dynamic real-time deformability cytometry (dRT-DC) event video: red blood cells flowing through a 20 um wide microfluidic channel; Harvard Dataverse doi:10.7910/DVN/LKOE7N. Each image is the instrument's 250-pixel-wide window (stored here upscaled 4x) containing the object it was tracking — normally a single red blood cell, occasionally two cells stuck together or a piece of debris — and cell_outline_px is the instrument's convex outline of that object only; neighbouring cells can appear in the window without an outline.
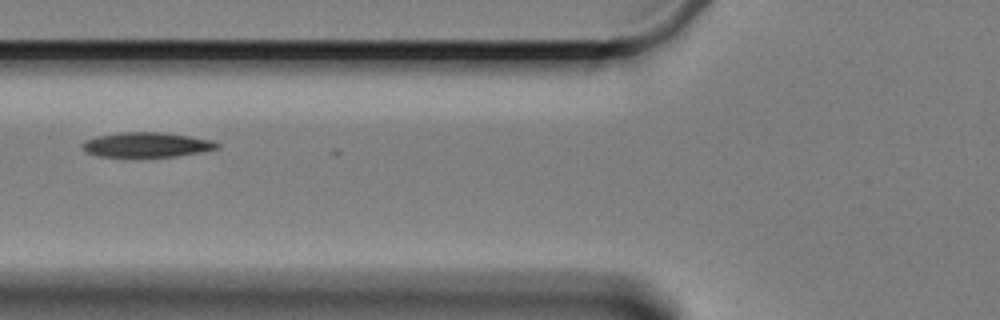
{"species": "Egyptian fruit bat (a non-hibernating species)", "species_latin": "Rousettus aegyptiacus", "temperature_condition": "cold", "stored_images_in_passage": 11, "camera_frame_rate_fps": 3000, "um_per_image_px": 0.085, "animal": {"sex": "female"}, "frame": {"image": 1, "passage_image": 6, "time_ms": 7.0, "image_size_px": [1000, 320], "cell_outline_px": [[220, 148], [200, 152], [176, 156], [96, 156], [84, 152], [80, 148], [80, 144], [84, 140], [96, 136], [120, 132], [160, 132], [216, 140], [220, 144]], "centroid_in_image_um": [12.43, 12.29], "position_along_channel_um": 113.4, "area_um2": 19.65}}
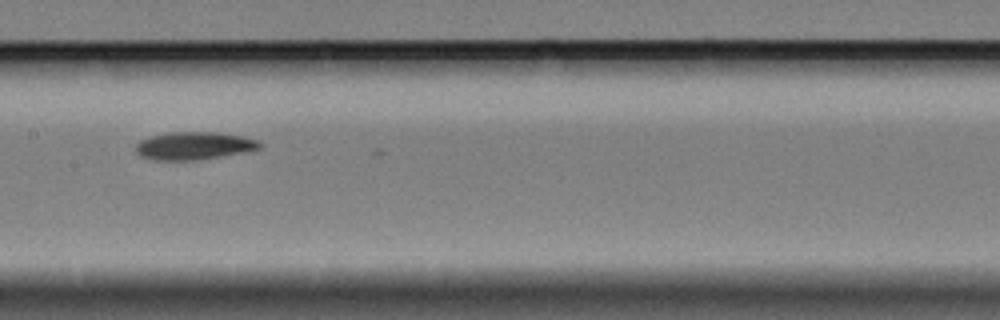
{"frame": {"image": 2, "passage_image": 8, "time_ms": 9.333, "image_size_px": [1000, 320], "cell_outline_px": [[264, 144], [260, 148], [248, 152], [200, 160], [152, 160], [140, 156], [136, 152], [136, 144], [140, 140], [152, 136], [168, 132], [216, 132], [240, 136], [260, 140]], "centroid_in_image_um": [16.53, 12.4], "position_along_channel_um": 190.9, "area_um2": 20.35}}
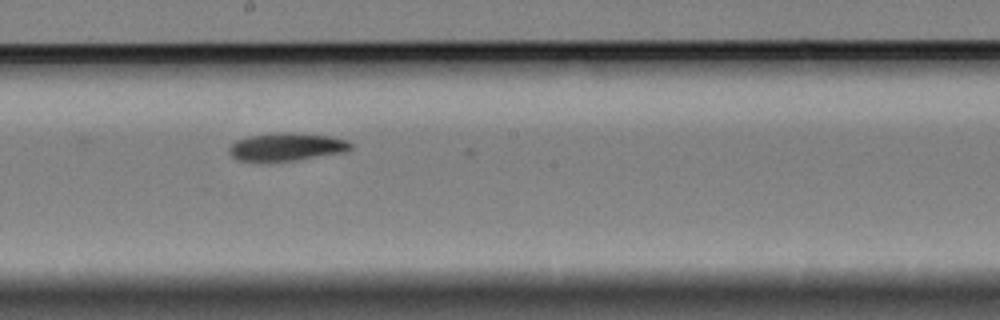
{"frame": {"image": 3, "passage_image": 9, "time_ms": 10.333, "image_size_px": [1000, 320], "cell_outline_px": [[352, 148], [344, 152], [296, 160], [236, 160], [228, 152], [228, 148], [236, 140], [248, 136], [272, 132], [296, 132], [328, 136], [348, 140], [352, 144]], "centroid_in_image_um": [24.36, 12.45], "position_along_channel_um": 223.8, "area_um2": 19.71}}